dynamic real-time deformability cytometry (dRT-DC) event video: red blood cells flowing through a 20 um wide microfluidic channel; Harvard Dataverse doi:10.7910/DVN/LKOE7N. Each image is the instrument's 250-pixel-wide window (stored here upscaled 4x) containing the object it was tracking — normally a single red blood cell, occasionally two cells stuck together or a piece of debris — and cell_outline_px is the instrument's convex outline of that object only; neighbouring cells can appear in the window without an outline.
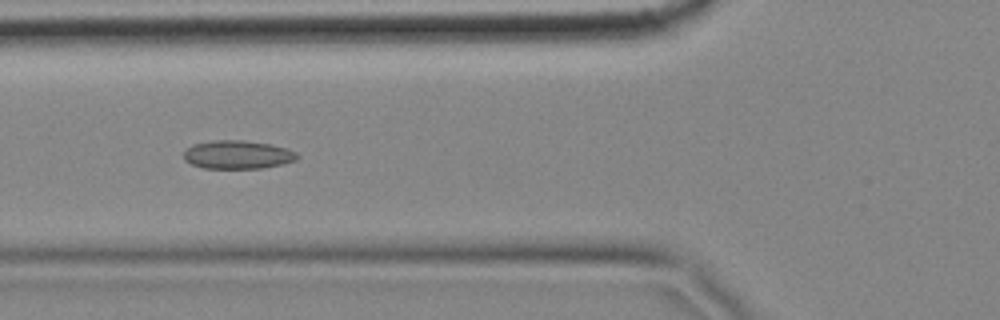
{"species": "common noctule bat (a hibernating species)", "species_latin": "Nyctalus noctula", "temperature_condition": "cold", "stored_images_in_passage": 5, "camera_frame_rate_fps": 3000, "um_per_image_px": 0.085, "animal": {"sex": "female", "body_mass_g": 18.4}, "frame": {"image": 1, "passage_image": 5, "time_ms": 1.333, "image_size_px": [1000, 320], "cell_outline_px": [[300, 156], [296, 160], [264, 168], [204, 168], [192, 164], [184, 160], [184, 152], [192, 144], [212, 140], [244, 140], [272, 144], [288, 148], [296, 152]], "centroid_in_image_um": [20.22, 13.13], "position_along_channel_um": 105.6, "area_um2": 18.9}}